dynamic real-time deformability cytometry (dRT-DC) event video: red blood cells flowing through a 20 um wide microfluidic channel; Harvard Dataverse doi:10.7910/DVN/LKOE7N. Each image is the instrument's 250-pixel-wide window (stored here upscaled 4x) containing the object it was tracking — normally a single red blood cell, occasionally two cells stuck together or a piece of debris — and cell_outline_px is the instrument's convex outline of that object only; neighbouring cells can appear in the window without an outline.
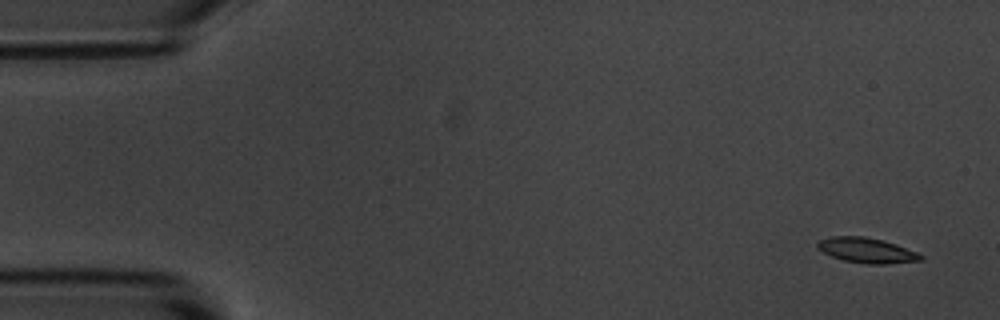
{"species": "common noctule bat (a hibernating species)", "species_latin": "Nyctalus noctula", "temperature_condition": "room temperature", "stored_images_in_passage": 6, "camera_frame_rate_fps": 3000, "um_per_image_px": 0.085, "animal": {"sex": "male", "body_mass_g": 20.1, "forearm_length_mm": 53.5}, "frame": {"image": 1, "passage_image": 1, "time_ms": 0.0, "image_size_px": [1000, 320], "cell_outline_px": [[924, 260], [888, 264], [868, 264], [844, 260], [832, 256], [816, 248], [816, 244], [820, 240], [832, 236], [864, 236], [884, 240], [896, 244], [916, 252], [924, 256]], "centroid_in_image_um": [73.69, 21.28], "position_along_channel_um": 11.3, "area_um2": 15.14}}
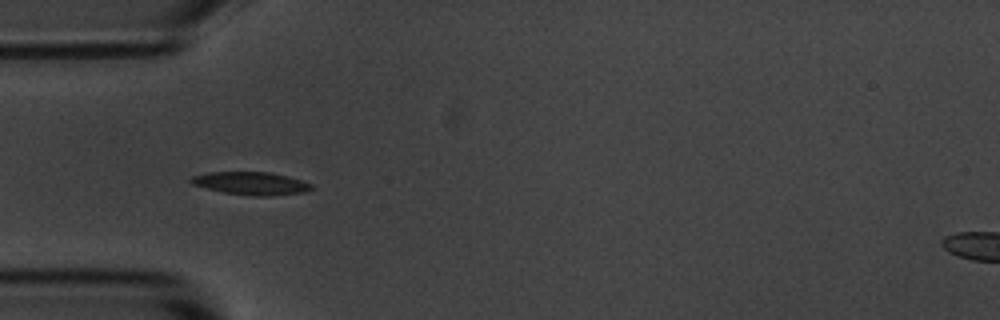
{"frame": {"image": 2, "passage_image": 5, "time_ms": 4.667, "image_size_px": [1000, 320], "cell_outline_px": [[312, 188], [304, 192], [272, 196], [252, 196], [224, 192], [192, 184], [188, 180], [192, 176], [208, 172], [272, 172], [288, 176], [312, 184]], "centroid_in_image_um": [21.34, 15.58], "position_along_channel_um": 63.7, "area_um2": 16.01}}